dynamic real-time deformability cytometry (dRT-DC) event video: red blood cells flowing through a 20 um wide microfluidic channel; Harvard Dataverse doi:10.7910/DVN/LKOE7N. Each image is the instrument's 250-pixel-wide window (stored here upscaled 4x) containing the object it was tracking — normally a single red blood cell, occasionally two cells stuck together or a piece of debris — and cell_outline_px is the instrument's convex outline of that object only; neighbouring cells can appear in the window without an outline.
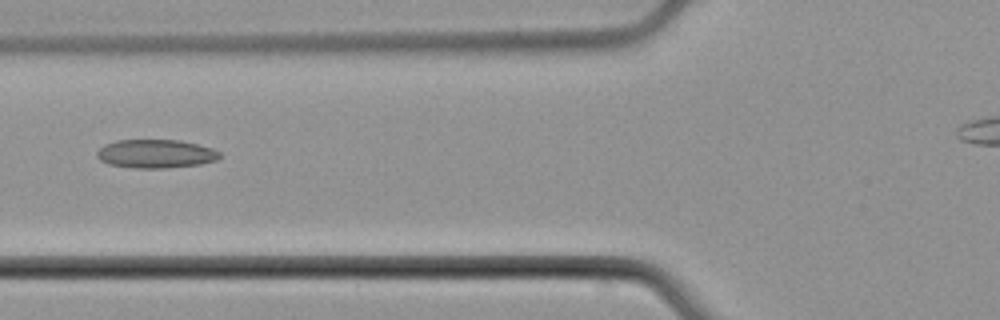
{"species": "common noctule bat (a hibernating species)", "species_latin": "Nyctalus noctula", "temperature_condition": "cold", "stored_images_in_passage": 5, "camera_frame_rate_fps": 3000, "um_per_image_px": 0.085, "animal": {"sex": "male", "body_mass_g": 21.5, "forearm_length_mm": 52.0}, "frame": {"image": 1, "passage_image": 5, "time_ms": 5.667, "image_size_px": [1000, 320], "cell_outline_px": [[220, 156], [216, 160], [200, 164], [164, 168], [136, 168], [108, 164], [100, 160], [96, 156], [96, 152], [104, 144], [116, 140], [180, 140], [212, 148], [220, 152]], "centroid_in_image_um": [13.21, 13.07], "position_along_channel_um": 112.6, "area_um2": 20.4}}